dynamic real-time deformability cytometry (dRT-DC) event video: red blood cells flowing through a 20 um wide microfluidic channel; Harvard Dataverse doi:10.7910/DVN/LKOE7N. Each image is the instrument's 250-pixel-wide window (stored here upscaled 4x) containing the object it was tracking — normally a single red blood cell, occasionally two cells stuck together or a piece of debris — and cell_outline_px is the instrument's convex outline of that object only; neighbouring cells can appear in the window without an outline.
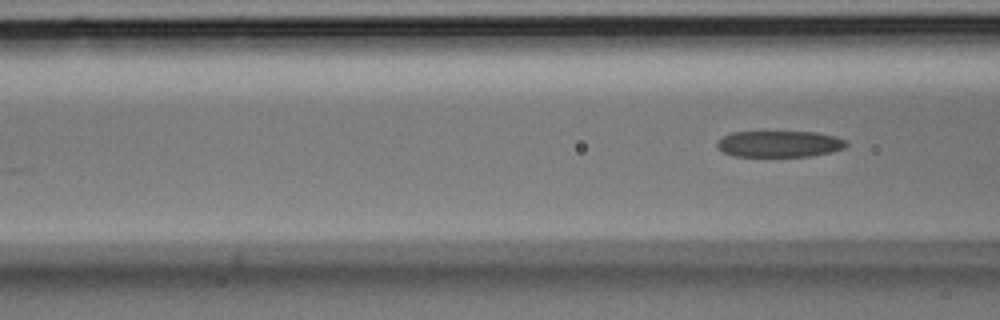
{"species": "Egyptian fruit bat (a non-hibernating species)", "species_latin": "Rousettus aegyptiacus", "temperature_condition": "room temperature", "stored_images_in_passage": 5, "camera_frame_rate_fps": 3000, "um_per_image_px": 0.085, "animal": {"sex": "male"}, "frame": {"image": 1, "passage_image": 5, "time_ms": 1.333, "image_size_px": [1000, 320], "cell_outline_px": [[848, 144], [844, 148], [832, 152], [812, 156], [732, 156], [716, 148], [716, 144], [724, 136], [732, 132], [816, 132], [836, 136], [844, 140]], "centroid_in_image_um": [66.26, 12.24], "position_along_channel_um": 100.3, "area_um2": 19.83}}